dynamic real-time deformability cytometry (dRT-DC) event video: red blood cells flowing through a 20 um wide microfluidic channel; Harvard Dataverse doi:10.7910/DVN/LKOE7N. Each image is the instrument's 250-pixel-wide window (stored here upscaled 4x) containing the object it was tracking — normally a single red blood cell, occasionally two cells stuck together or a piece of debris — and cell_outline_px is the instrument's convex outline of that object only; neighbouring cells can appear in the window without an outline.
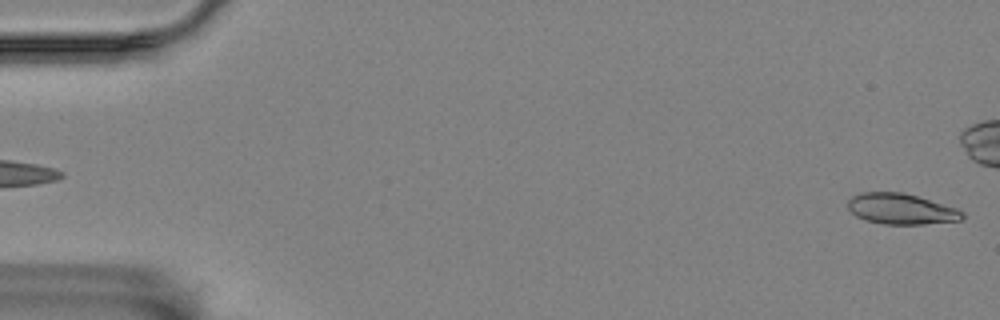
{"species": "Egyptian fruit bat (a non-hibernating species)", "species_latin": "Rousettus aegyptiacus", "temperature_condition": "room temperature", "stored_images_in_passage": 5, "camera_frame_rate_fps": 3000, "um_per_image_px": 0.085, "animal": {"sex": "female"}, "frame": {"image": 1, "passage_image": 5, "time_ms": 4.667, "image_size_px": [1000, 320], "cell_outline_px": [[964, 216], [960, 220], [920, 224], [884, 224], [868, 220], [856, 216], [848, 208], [848, 200], [852, 196], [860, 192], [904, 192], [956, 208], [964, 212]], "centroid_in_image_um": [76.58, 17.75], "position_along_channel_um": 8.4, "area_um2": 20.29}}